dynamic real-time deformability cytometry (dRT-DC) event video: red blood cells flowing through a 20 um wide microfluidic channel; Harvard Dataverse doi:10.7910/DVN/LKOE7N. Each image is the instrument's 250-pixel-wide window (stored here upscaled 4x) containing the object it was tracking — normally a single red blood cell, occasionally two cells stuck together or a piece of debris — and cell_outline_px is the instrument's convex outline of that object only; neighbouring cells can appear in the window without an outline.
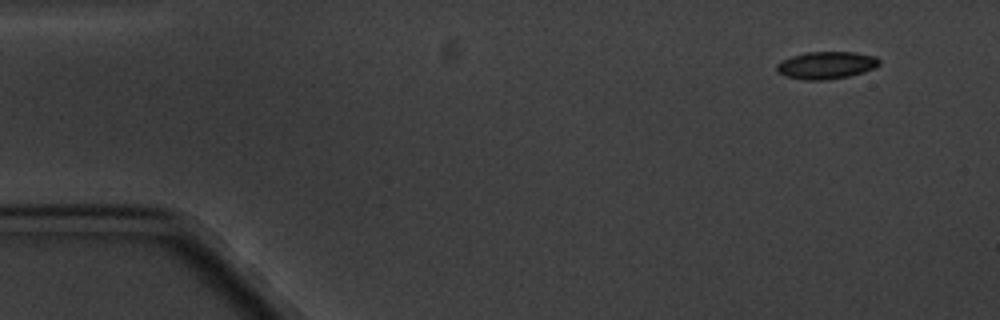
{"species": "common noctule bat (a hibernating species)", "species_latin": "Nyctalus noctula", "temperature_condition": "cold", "stored_images_in_passage": 4, "camera_frame_rate_fps": 3000, "um_per_image_px": 0.085, "animal": {"sex": "male", "body_mass_g": 20.1, "forearm_length_mm": 53.5}, "frame": {"image": 1, "passage_image": 1, "time_ms": 0.0, "image_size_px": [1000, 320], "cell_outline_px": [[880, 64], [876, 68], [864, 72], [848, 76], [828, 80], [804, 80], [784, 76], [776, 72], [776, 64], [792, 56], [808, 52], [856, 52], [876, 56], [880, 60]], "centroid_in_image_um": [70.25, 5.55], "position_along_channel_um": 14.7, "area_um2": 16.53}}
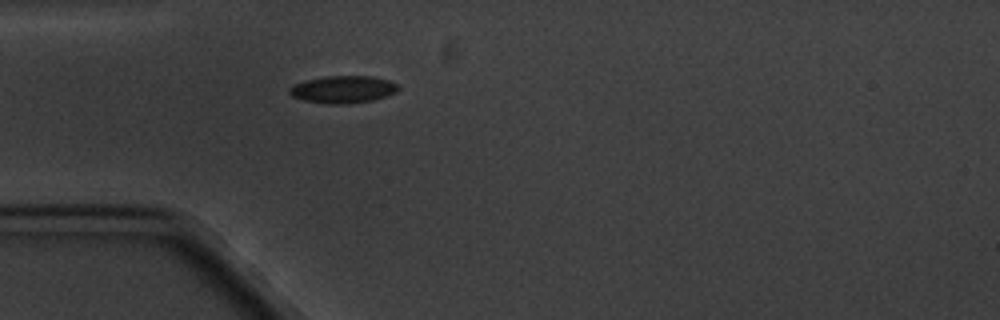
{"frame": {"image": 2, "passage_image": 4, "time_ms": 4.0, "image_size_px": [1000, 320], "cell_outline_px": [[400, 88], [396, 92], [372, 100], [344, 104], [328, 104], [304, 100], [292, 96], [288, 92], [288, 88], [304, 80], [324, 76], [372, 76], [388, 80], [396, 84]], "centroid_in_image_um": [29.13, 7.59], "position_along_channel_um": 55.9, "area_um2": 17.22}}